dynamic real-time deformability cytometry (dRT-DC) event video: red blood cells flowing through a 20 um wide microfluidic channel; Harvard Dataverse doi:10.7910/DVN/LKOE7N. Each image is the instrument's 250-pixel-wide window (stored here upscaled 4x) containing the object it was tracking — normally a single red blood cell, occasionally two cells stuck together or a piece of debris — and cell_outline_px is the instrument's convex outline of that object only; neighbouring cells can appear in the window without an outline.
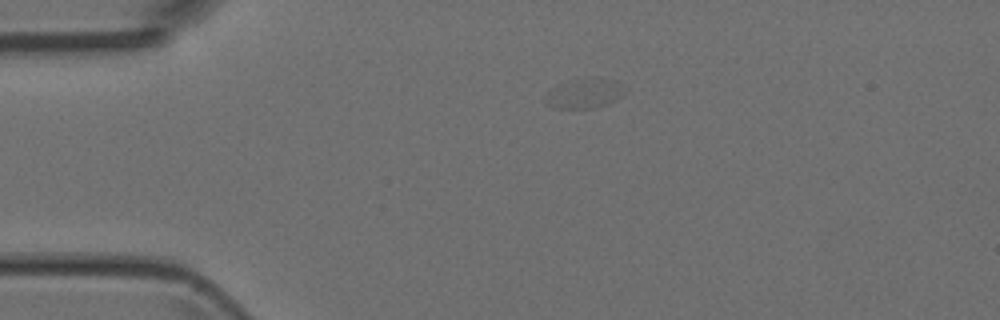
{"species": "Egyptian fruit bat (a non-hibernating species)", "species_latin": "Rousettus aegyptiacus", "temperature_condition": "room temperature", "stored_images_in_passage": 2, "camera_frame_rate_fps": 3000, "um_per_image_px": 0.085, "animal": {"sex": "female"}, "frame": {"image": 1, "passage_image": 1, "time_ms": 0.0, "image_size_px": [1000, 320], "cell_outline_px": [[628, 88], [616, 100], [608, 104], [596, 108], [556, 108], [548, 104], [544, 100], [556, 84], [568, 80], [588, 76], [612, 80], [624, 84]], "centroid_in_image_um": [49.73, 7.91], "position_along_channel_um": 35.3, "area_um2": 14.05}}